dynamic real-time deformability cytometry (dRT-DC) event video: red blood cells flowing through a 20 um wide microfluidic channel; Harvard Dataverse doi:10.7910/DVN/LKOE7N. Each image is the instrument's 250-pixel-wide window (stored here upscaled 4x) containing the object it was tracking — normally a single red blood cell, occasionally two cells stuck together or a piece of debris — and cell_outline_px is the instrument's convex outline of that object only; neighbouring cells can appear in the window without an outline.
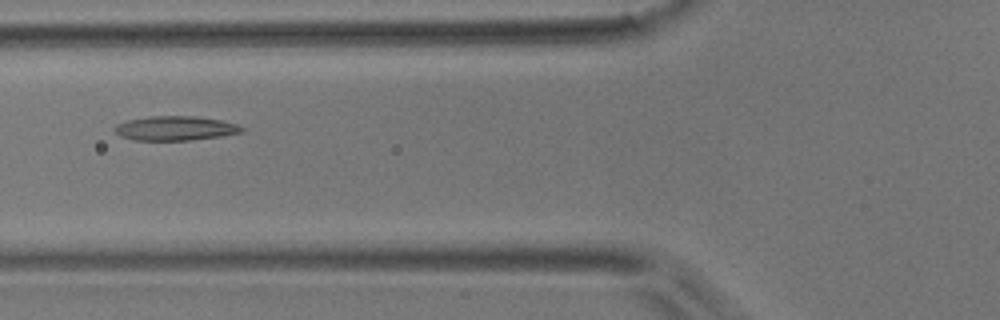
{"species": "common noctule bat (a hibernating species)", "species_latin": "Nyctalus noctula", "temperature_condition": "room temperature", "stored_images_in_passage": 4, "camera_frame_rate_fps": 3000, "um_per_image_px": 0.085, "animal": {"sex": "male", "body_mass_g": 17.9}, "frame": {"image": 1, "passage_image": 2, "time_ms": 1.0, "image_size_px": [1000, 320], "cell_outline_px": [[244, 132], [220, 136], [188, 140], [132, 140], [120, 136], [112, 128], [116, 124], [128, 120], [148, 116], [196, 116], [220, 120], [236, 124], [244, 128]], "centroid_in_image_um": [14.86, 10.9], "position_along_channel_um": 110.9, "area_um2": 18.03}}
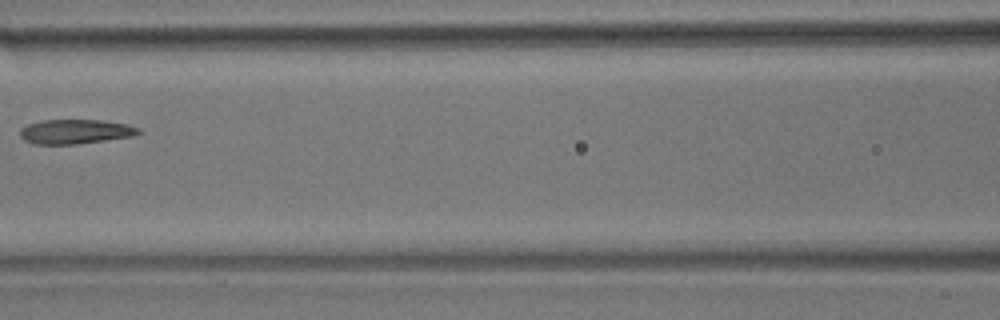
{"frame": {"image": 2, "passage_image": 3, "time_ms": 2.333, "image_size_px": [1000, 320], "cell_outline_px": [[140, 132], [132, 136], [76, 144], [32, 144], [24, 140], [20, 136], [20, 128], [28, 124], [40, 120], [100, 120], [124, 124], [140, 128]], "centroid_in_image_um": [6.34, 11.18], "position_along_channel_um": 160.3, "area_um2": 16.76}}
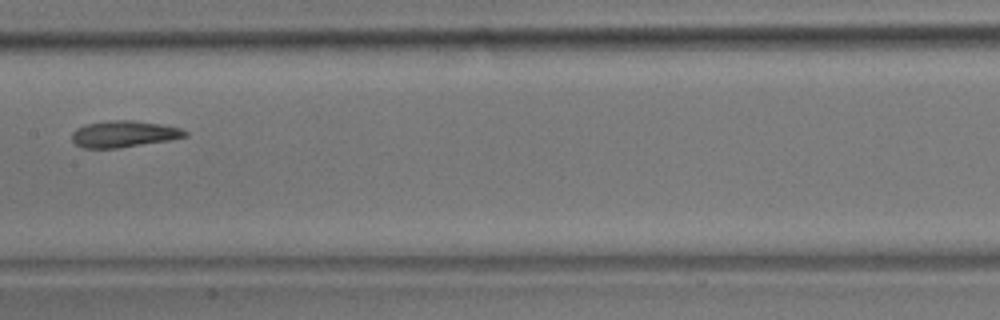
{"frame": {"image": 3, "passage_image": 4, "time_ms": 3.333, "image_size_px": [1000, 320], "cell_outline_px": [[188, 136], [168, 140], [116, 148], [84, 148], [76, 144], [72, 140], [72, 132], [76, 128], [84, 124], [108, 120], [132, 120], [160, 124], [180, 128], [188, 132]], "centroid_in_image_um": [10.49, 11.38], "position_along_channel_um": 196.9, "area_um2": 17.4}}